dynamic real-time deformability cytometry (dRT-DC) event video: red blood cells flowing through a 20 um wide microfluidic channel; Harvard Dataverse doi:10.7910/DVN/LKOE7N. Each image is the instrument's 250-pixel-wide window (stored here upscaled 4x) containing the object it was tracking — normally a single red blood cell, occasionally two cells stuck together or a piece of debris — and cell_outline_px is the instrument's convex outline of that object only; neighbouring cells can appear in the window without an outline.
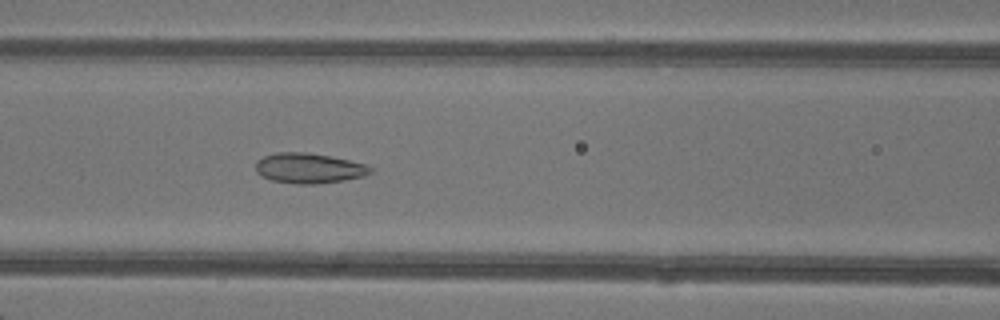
{"species": "common noctule bat (a hibernating species)", "species_latin": "Nyctalus noctula", "temperature_condition": "warm", "stored_images_in_passage": 36, "camera_frame_rate_fps": 3000, "um_per_image_px": 0.085, "animal": {"sex": "female"}, "frame": {"image": 1, "passage_image": 12, "time_ms": 3.667, "image_size_px": [1000, 320], "cell_outline_px": [[372, 172], [364, 176], [344, 180], [312, 184], [296, 184], [272, 180], [256, 172], [256, 160], [264, 156], [276, 152], [308, 152], [332, 156], [364, 164], [372, 168]], "centroid_in_image_um": [26.25, 14.28], "position_along_channel_um": 140.4, "area_um2": 20.11}}
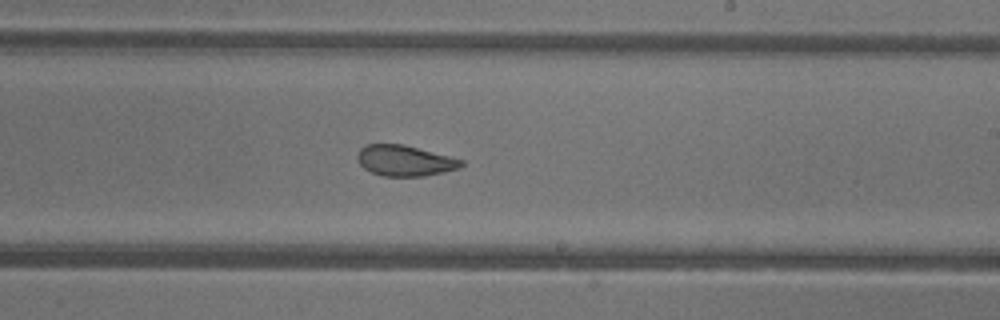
{"frame": {"image": 2, "passage_image": 20, "time_ms": 6.333, "image_size_px": [1000, 320], "cell_outline_px": [[464, 164], [460, 168], [444, 172], [424, 176], [384, 176], [372, 172], [364, 168], [360, 164], [356, 156], [360, 148], [364, 144], [404, 144], [464, 160]], "centroid_in_image_um": [34.41, 13.65], "position_along_channel_um": 254.6, "area_um2": 18.67}}
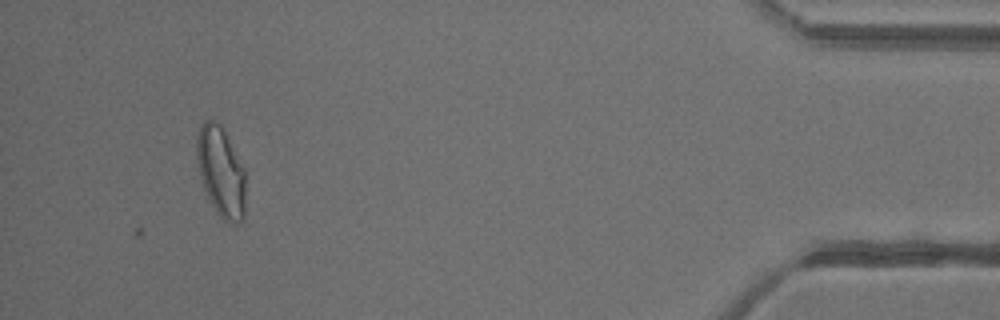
{"frame": {"image": 3, "passage_image": 36, "time_ms": 11.667, "image_size_px": [1000, 320], "cell_outline_px": [[244, 216], [236, 224], [228, 224], [220, 216], [212, 204], [204, 188], [200, 176], [196, 156], [196, 136], [200, 124], [204, 120], [212, 120], [220, 124], [244, 168]], "centroid_in_image_um": [18.75, 14.58], "position_along_channel_um": 416.4, "area_um2": 25.32}, "authors_computed_cell_mechanics": {"area_um2": 19.1607, "velocity_mm_per_s": 4.2982, "shape_relaxation_time_tau1_ms": 10.2029, "shape_relaxation_time_tau2_ms": 1.2142, "deformation_change_tau1": 0.1922, "deformation_change_tau2": 0.0774}}